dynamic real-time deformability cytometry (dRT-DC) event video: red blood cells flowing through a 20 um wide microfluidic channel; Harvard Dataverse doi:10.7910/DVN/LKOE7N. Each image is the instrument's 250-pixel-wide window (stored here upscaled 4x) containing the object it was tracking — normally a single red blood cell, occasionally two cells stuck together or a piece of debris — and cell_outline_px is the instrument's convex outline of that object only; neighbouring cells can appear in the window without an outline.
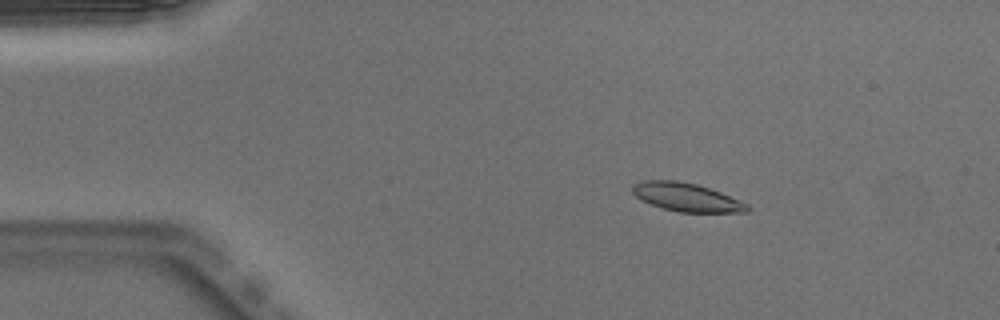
{"species": "Egyptian fruit bat (a non-hibernating species)", "species_latin": "Rousettus aegyptiacus", "temperature_condition": "warm", "stored_images_in_passage": 51, "camera_frame_rate_fps": 3000, "um_per_image_px": 0.085, "animal": {"sex": "male"}, "frame": {"image": 1, "passage_image": 9, "time_ms": 2.667, "image_size_px": [1000, 320], "cell_outline_px": [[748, 212], [680, 212], [664, 208], [640, 200], [632, 192], [632, 184], [644, 180], [676, 180], [696, 184], [720, 192], [740, 200], [748, 204]], "centroid_in_image_um": [58.33, 16.75], "position_along_channel_um": 26.7, "area_um2": 18.84}}
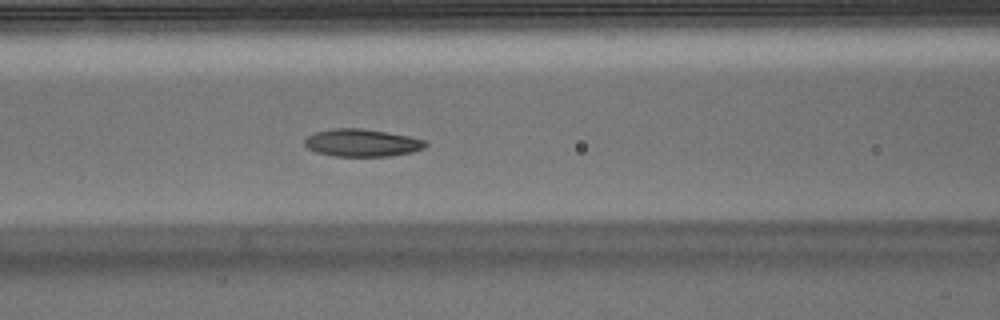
{"frame": {"image": 2, "passage_image": 22, "time_ms": 7.0, "image_size_px": [1000, 320], "cell_outline_px": [[428, 144], [424, 148], [412, 152], [388, 156], [332, 156], [316, 152], [308, 148], [304, 144], [304, 140], [308, 136], [316, 132], [332, 128], [360, 128], [408, 136], [428, 140]], "centroid_in_image_um": [30.77, 12.14], "position_along_channel_um": 135.8, "area_um2": 19.36}}
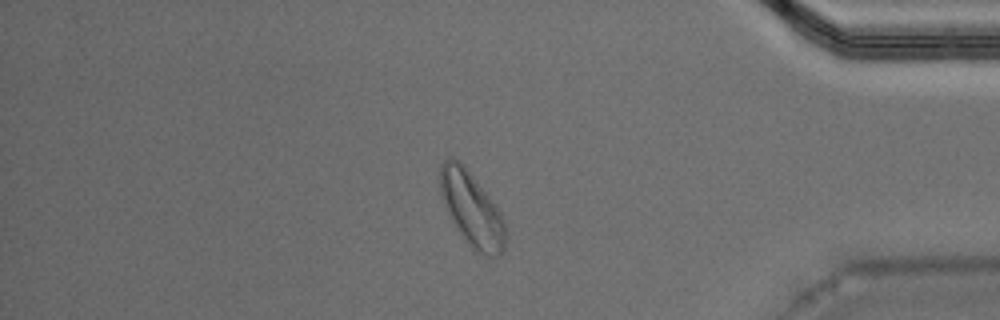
{"frame": {"image": 3, "passage_image": 44, "time_ms": 14.333, "image_size_px": [1000, 320], "cell_outline_px": [[508, 236], [504, 252], [496, 256], [484, 256], [472, 248], [448, 212], [440, 192], [440, 164], [448, 156], [452, 156], [464, 164], [488, 196], [504, 220]], "centroid_in_image_um": [40.12, 17.76], "position_along_channel_um": 395.1, "area_um2": 27.86}, "authors_computed_cell_mechanics": {"area_um2": 19.4786, "velocity_mm_per_s": 3.9446, "shape_relaxation_time_tau1_ms": 3.1221, "shape_relaxation_time_tau2_ms": 5.277, "deformation_change_tau1": 0.1125, "deformation_change_tau2": 0.1314}}